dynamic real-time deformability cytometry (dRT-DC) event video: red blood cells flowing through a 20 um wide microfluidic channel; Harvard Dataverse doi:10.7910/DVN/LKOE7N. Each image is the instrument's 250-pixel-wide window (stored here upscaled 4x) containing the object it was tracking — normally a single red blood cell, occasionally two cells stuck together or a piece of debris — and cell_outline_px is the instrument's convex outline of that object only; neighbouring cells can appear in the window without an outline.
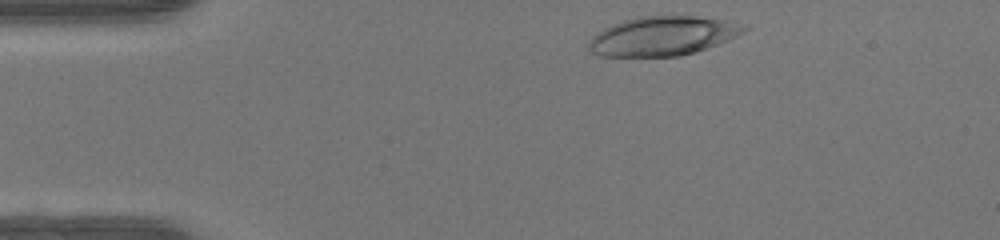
{"species": "human", "species_latin": "Homo sapiens", "temperature_condition": "warm", "stored_images_in_passage": 34, "camera_frame_rate_fps": 3000, "um_per_image_px": 0.085, "donor": {"sex": "female"}, "frame": {"image": 1, "passage_image": 1, "time_ms": 0.0, "image_size_px": [1000, 240], "cell_outline_px": [[748, 28], [744, 32], [728, 40], [696, 52], [680, 56], [600, 56], [592, 52], [588, 48], [588, 40], [596, 32], [604, 28], [624, 20], [640, 16], [696, 16], [724, 20], [748, 24]], "centroid_in_image_um": [56.34, 3.06], "position_along_channel_um": 28.7, "area_um2": 35.55}}
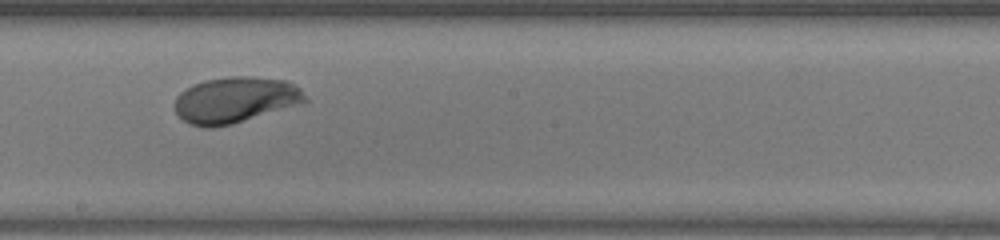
{"frame": {"image": 2, "passage_image": 20, "time_ms": 6.333, "image_size_px": [1000, 240], "cell_outline_px": [[308, 100], [304, 104], [232, 124], [212, 128], [204, 128], [188, 124], [176, 112], [176, 96], [184, 88], [192, 84], [204, 80], [228, 76], [252, 76], [288, 80], [300, 88]], "centroid_in_image_um": [20.03, 8.49], "position_along_channel_um": 228.2, "area_um2": 35.55}}
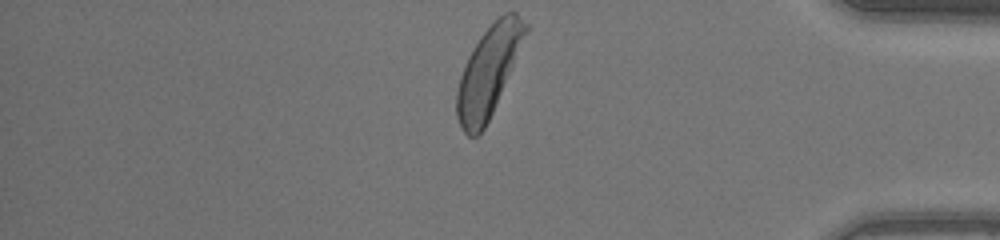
{"frame": {"image": 3, "passage_image": 34, "time_ms": 11.0, "image_size_px": [1000, 240], "cell_outline_px": [[528, 28], [492, 112], [484, 128], [476, 136], [468, 136], [460, 128], [456, 116], [456, 92], [460, 76], [468, 56], [472, 48], [480, 36], [504, 12], [516, 12], [528, 24]], "centroid_in_image_um": [41.47, 6.08], "position_along_channel_um": 393.7, "area_um2": 34.85}, "authors_computed_cell_mechanics": {"area_um2": 35.1713, "velocity_mm_per_s": 4.1689, "shape_relaxation_time_tau1_ms": 5.2134, "shape_relaxation_time_tau2_ms": null, "deformation_change_tau1": 0.2538, "deformation_change_tau2": null}}